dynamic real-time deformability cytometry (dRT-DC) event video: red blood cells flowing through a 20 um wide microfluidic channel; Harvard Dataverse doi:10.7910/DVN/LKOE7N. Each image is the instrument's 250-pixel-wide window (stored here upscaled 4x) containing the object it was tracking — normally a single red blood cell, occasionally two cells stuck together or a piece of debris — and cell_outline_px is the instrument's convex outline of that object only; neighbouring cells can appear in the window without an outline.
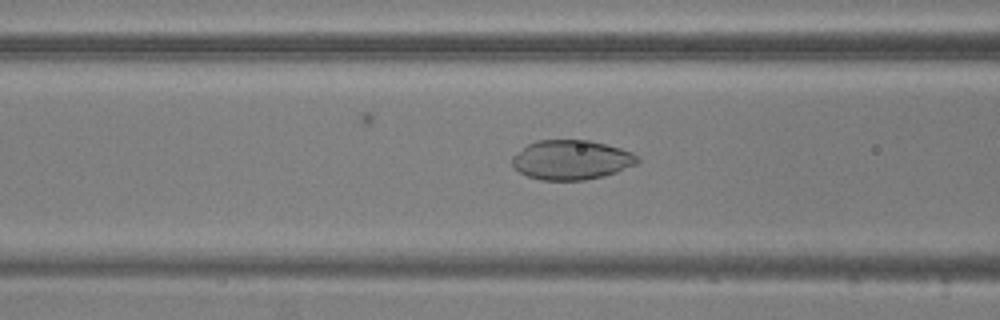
{"species": "common noctule bat (a hibernating species)", "species_latin": "Nyctalus noctula", "temperature_condition": "warm", "stored_images_in_passage": 40, "camera_frame_rate_fps": 3000, "um_per_image_px": 0.085, "animal": {"sex": "male", "body_mass_g": 20.5, "forearm_length_mm": 52.5}, "frame": {"image": 1, "passage_image": 19, "time_ms": 6.0, "image_size_px": [1000, 320], "cell_outline_px": [[640, 160], [636, 164], [616, 172], [604, 176], [584, 180], [540, 180], [528, 176], [512, 168], [512, 156], [528, 144], [536, 140], [588, 140], [620, 148], [632, 152], [640, 156]], "centroid_in_image_um": [48.56, 13.59], "position_along_channel_um": 118.0, "area_um2": 28.96}}
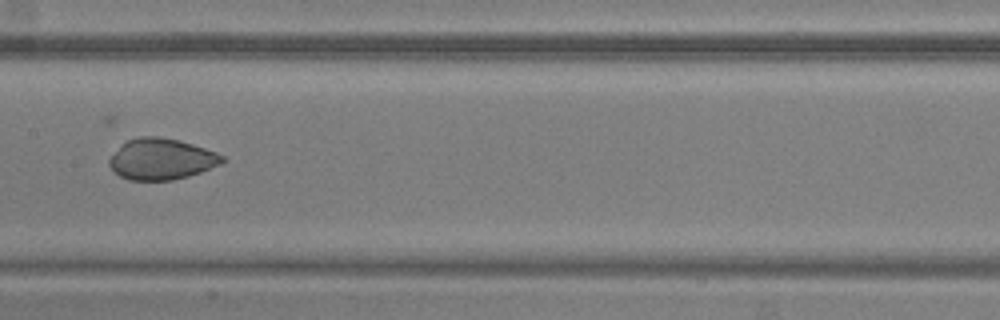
{"frame": {"image": 2, "passage_image": 25, "time_ms": 8.0, "image_size_px": [1000, 320], "cell_outline_px": [[228, 160], [220, 164], [200, 172], [188, 176], [172, 180], [128, 180], [120, 176], [108, 164], [108, 160], [128, 140], [140, 136], [160, 136], [180, 140], [216, 152], [224, 156]], "centroid_in_image_um": [13.76, 13.52], "position_along_channel_um": 193.6, "area_um2": 26.88}}
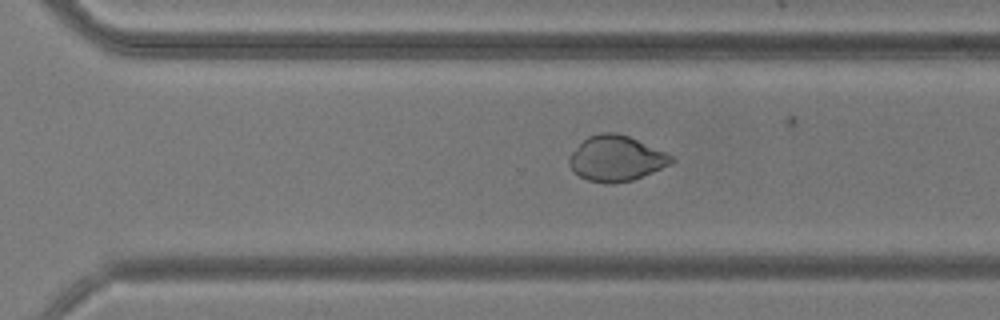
{"frame": {"image": 3, "passage_image": 35, "time_ms": 11.333, "image_size_px": [1000, 320], "cell_outline_px": [[676, 160], [672, 164], [632, 180], [608, 184], [604, 184], [588, 180], [572, 172], [568, 164], [568, 156], [588, 136], [600, 132], [616, 132], [628, 136], [664, 152], [672, 156]], "centroid_in_image_um": [52.34, 13.48], "position_along_channel_um": 318.3, "area_um2": 26.99}}